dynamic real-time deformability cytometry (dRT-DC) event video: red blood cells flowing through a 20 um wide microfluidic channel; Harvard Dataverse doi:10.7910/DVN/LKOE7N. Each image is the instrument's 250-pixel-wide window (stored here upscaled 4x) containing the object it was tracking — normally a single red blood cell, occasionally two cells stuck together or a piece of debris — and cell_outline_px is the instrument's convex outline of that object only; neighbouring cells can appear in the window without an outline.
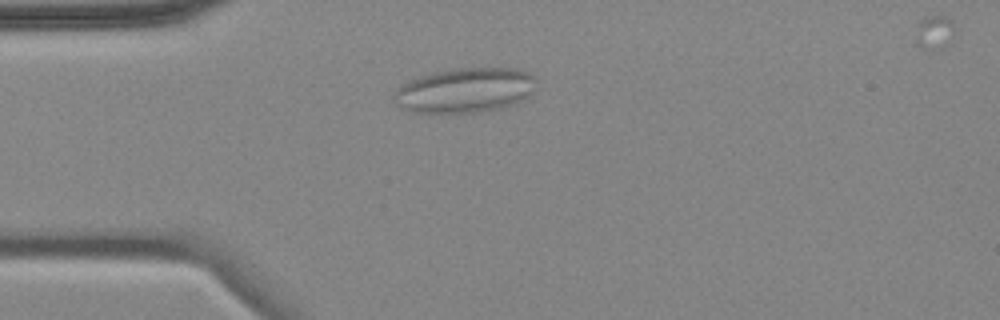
{"species": "common noctule bat (a hibernating species)", "species_latin": "Nyctalus noctula", "temperature_condition": "cold", "stored_images_in_passage": 5, "camera_frame_rate_fps": 3000, "um_per_image_px": 0.085, "animal": {"sex": "female", "body_mass_g": 18.4}, "frame": {"image": 1, "passage_image": 4, "time_ms": 3.667, "image_size_px": [1000, 320], "cell_outline_px": [[536, 80], [532, 92], [528, 96], [516, 104], [500, 108], [480, 112], [408, 112], [400, 108], [396, 104], [392, 96], [396, 88], [400, 84], [408, 80], [432, 72], [460, 68], [520, 68], [528, 72]], "centroid_in_image_um": [39.49, 7.67], "position_along_channel_um": 45.5, "area_um2": 37.45}}